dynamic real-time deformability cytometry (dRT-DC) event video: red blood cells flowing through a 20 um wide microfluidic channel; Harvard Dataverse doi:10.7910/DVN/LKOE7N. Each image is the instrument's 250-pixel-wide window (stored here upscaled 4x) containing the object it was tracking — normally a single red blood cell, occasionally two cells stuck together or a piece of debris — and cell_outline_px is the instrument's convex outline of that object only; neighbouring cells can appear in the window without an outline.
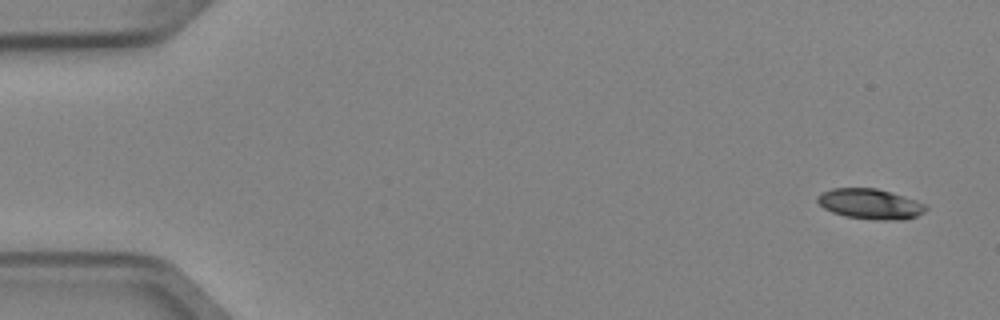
{"species": "Egyptian fruit bat (a non-hibernating species)", "species_latin": "Rousettus aegyptiacus", "temperature_condition": "cold", "stored_images_in_passage": 4, "camera_frame_rate_fps": 3000, "um_per_image_px": 0.085, "animal": {"sex": "female"}, "frame": {"image": 1, "passage_image": 1, "time_ms": 0.0, "image_size_px": [1000, 320], "cell_outline_px": [[928, 208], [924, 212], [916, 216], [904, 220], [880, 220], [848, 216], [832, 212], [824, 208], [816, 200], [816, 196], [820, 192], [832, 188], [876, 188], [904, 196], [916, 200], [924, 204]], "centroid_in_image_um": [73.95, 17.32], "position_along_channel_um": 11.0, "area_um2": 19.07}}